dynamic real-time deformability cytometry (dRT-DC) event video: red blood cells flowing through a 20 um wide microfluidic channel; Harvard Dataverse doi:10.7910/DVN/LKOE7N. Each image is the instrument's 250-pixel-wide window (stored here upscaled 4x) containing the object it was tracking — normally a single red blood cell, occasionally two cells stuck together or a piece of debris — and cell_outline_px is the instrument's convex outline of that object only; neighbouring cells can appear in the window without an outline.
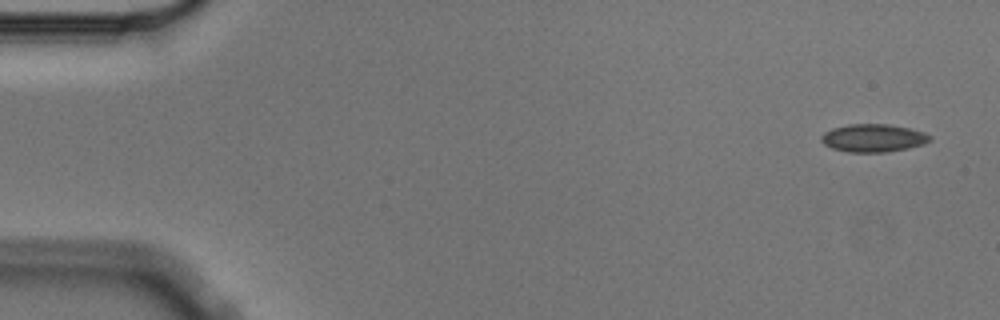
{"species": "Egyptian fruit bat (a non-hibernating species)", "species_latin": "Rousettus aegyptiacus", "temperature_condition": "cold", "stored_images_in_passage": 4, "camera_frame_rate_fps": 3000, "um_per_image_px": 0.085, "animal": {"sex": "male"}, "frame": {"image": 1, "passage_image": 1, "time_ms": 0.0, "image_size_px": [1000, 320], "cell_outline_px": [[932, 140], [924, 144], [908, 148], [888, 152], [848, 152], [832, 148], [824, 144], [820, 140], [820, 136], [824, 132], [832, 128], [848, 124], [888, 124], [908, 128], [924, 132], [932, 136]], "centroid_in_image_um": [74.23, 11.73], "position_along_channel_um": 10.8, "area_um2": 17.8}}
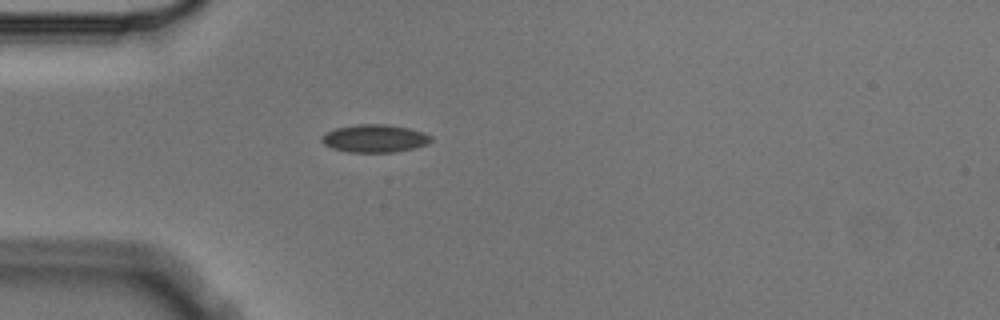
{"frame": {"image": 2, "passage_image": 4, "time_ms": 1.0, "image_size_px": [1000, 320], "cell_outline_px": [[432, 140], [428, 144], [396, 152], [348, 152], [332, 148], [324, 144], [320, 140], [328, 132], [336, 128], [356, 124], [388, 124], [408, 128], [424, 132], [432, 136]], "centroid_in_image_um": [31.88, 11.76], "position_along_channel_um": 53.1, "area_um2": 17.69}}